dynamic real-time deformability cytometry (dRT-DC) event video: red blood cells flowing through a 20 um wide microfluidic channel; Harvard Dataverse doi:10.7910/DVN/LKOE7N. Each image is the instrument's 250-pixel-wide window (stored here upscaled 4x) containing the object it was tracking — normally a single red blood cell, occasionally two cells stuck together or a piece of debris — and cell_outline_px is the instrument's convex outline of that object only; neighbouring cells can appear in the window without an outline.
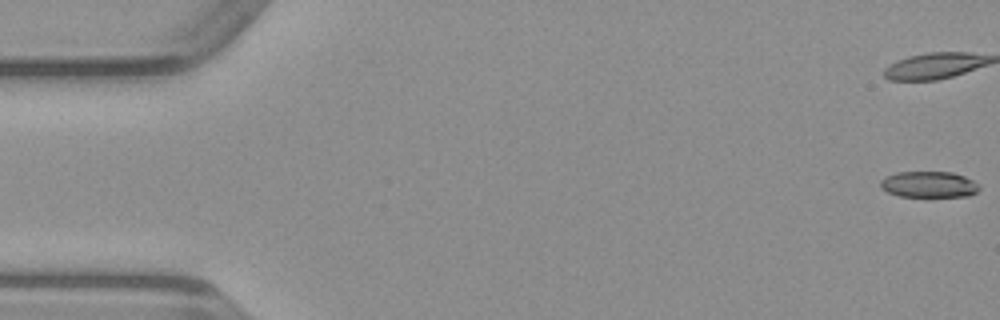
{"species": "common noctule bat (a hibernating species)", "species_latin": "Nyctalus noctula", "temperature_condition": "warm", "stored_images_in_passage": 50, "camera_frame_rate_fps": 3000, "um_per_image_px": 0.085, "animal": {"sex": "male", "body_mass_g": 23.1, "forearm_length_mm": 52.7}, "frame": {"image": 1, "passage_image": 1, "time_ms": 0.0, "image_size_px": [1000, 320], "cell_outline_px": [[980, 188], [976, 192], [968, 196], [900, 196], [888, 192], [880, 188], [880, 180], [896, 172], [952, 172], [964, 176], [980, 184]], "centroid_in_image_um": [78.96, 15.67], "position_along_channel_um": 6.0, "area_um2": 14.97}}